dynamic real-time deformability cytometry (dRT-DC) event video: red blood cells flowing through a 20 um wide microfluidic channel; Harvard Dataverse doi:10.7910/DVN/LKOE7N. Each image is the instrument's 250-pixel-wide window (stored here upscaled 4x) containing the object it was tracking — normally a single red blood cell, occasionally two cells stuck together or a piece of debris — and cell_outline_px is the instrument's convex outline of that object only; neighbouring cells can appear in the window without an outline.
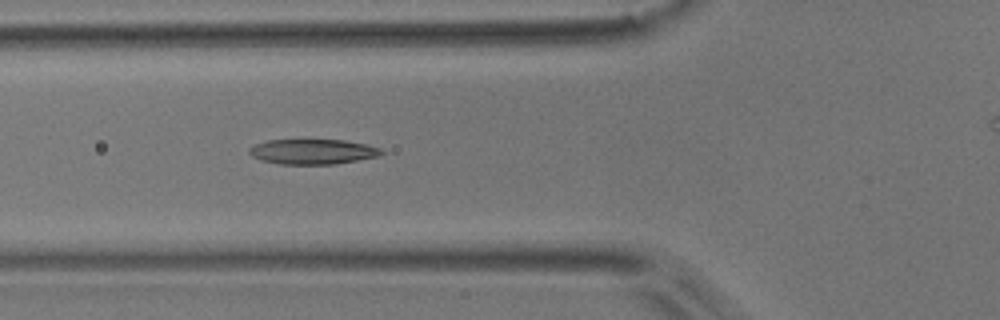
{"species": "common noctule bat (a hibernating species)", "species_latin": "Nyctalus noctula", "temperature_condition": "room temperature", "stored_images_in_passage": 7, "camera_frame_rate_fps": 3000, "um_per_image_px": 0.085, "animal": {"sex": "male", "body_mass_g": 17.9}, "frame": {"image": 1, "passage_image": 6, "time_ms": 1.667, "image_size_px": [1000, 320], "cell_outline_px": [[384, 152], [380, 156], [336, 164], [280, 164], [260, 160], [252, 156], [248, 152], [248, 148], [256, 144], [268, 140], [344, 140], [364, 144], [380, 148]], "centroid_in_image_um": [26.57, 12.89], "position_along_channel_um": 99.2, "area_um2": 19.31}}